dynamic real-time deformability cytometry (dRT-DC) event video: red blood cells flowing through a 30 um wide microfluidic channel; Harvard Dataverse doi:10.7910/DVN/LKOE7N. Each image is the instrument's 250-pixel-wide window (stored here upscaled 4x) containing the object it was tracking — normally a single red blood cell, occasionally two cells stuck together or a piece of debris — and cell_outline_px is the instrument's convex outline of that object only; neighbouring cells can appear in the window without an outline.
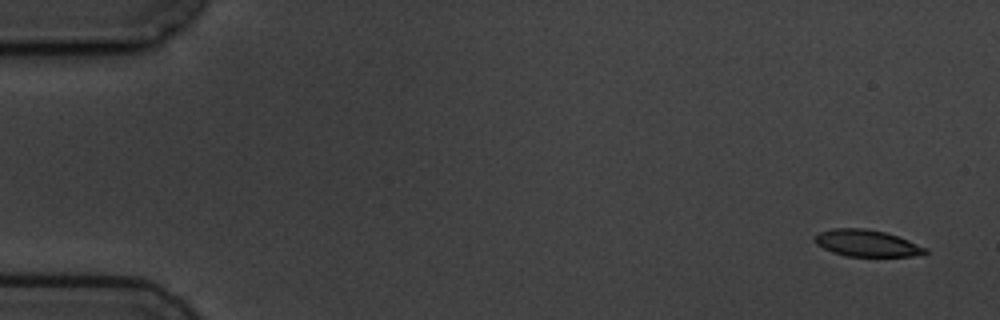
{"species": "common noctule bat (a hibernating species)", "species_latin": "Nyctalus noctula", "temperature_condition": "cold", "stored_images_in_passage": 5, "camera_frame_rate_fps": 3000, "um_per_image_px": 0.085, "animal": {"sex": "male", "body_mass_g": 19.5, "forearm_length_mm": 54.6}, "frame": {"image": 1, "passage_image": 1, "time_ms": 0.0, "image_size_px": [1000, 320], "cell_outline_px": [[928, 252], [912, 256], [844, 256], [832, 252], [816, 244], [812, 240], [820, 232], [832, 228], [864, 228], [884, 232], [908, 240], [928, 248]], "centroid_in_image_um": [73.65, 20.67], "position_along_channel_um": 11.4, "area_um2": 17.11}}